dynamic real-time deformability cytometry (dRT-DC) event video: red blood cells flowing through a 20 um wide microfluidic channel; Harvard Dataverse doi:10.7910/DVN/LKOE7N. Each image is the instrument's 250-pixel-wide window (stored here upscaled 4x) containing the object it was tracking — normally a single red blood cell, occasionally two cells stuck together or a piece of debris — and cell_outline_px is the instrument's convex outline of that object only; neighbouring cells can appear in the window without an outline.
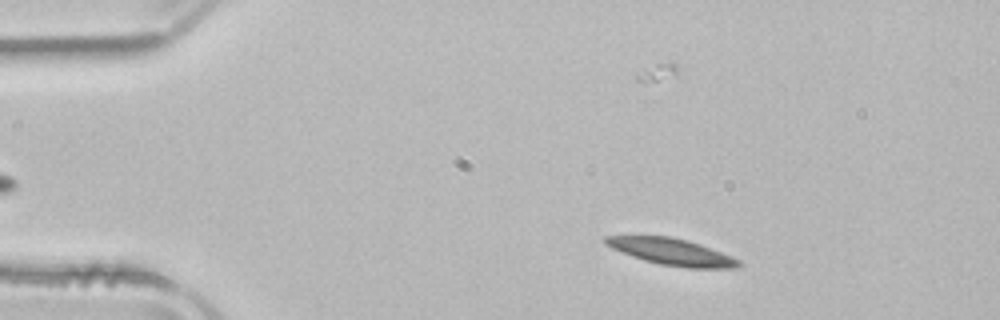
{"species": "common noctule bat (a hibernating species)", "species_latin": "Nyctalus noctula", "temperature_condition": "room temperature", "stored_images_in_passage": 44, "camera_frame_rate_fps": 3000, "um_per_image_px": 0.085, "animal": {"sex": "male", "body_mass_g": 21.5, "forearm_length_mm": 52.0}, "frame": {"image": 1, "passage_image": 7, "time_ms": 2.0, "image_size_px": [1000, 320], "cell_outline_px": [[744, 264], [736, 268], [688, 268], [660, 264], [644, 260], [632, 256], [612, 248], [604, 244], [604, 236], [668, 236], [688, 240], [700, 244], [740, 260]], "centroid_in_image_um": [57.11, 21.41], "position_along_channel_um": 27.9, "area_um2": 20.52}}
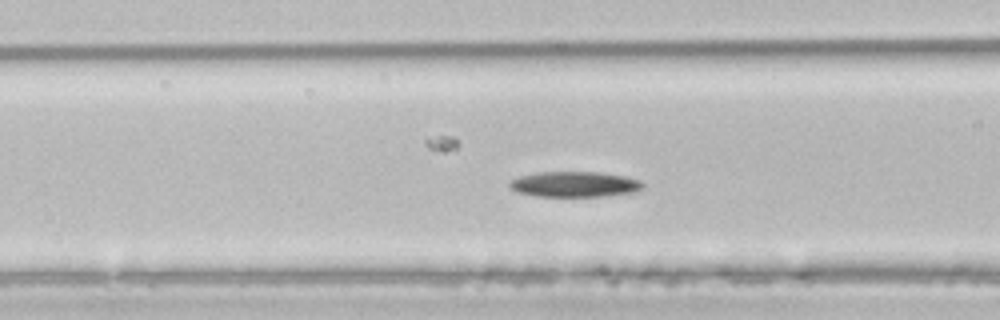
{"frame": {"image": 2, "passage_image": 19, "time_ms": 6.0, "image_size_px": [1000, 320], "cell_outline_px": [[644, 184], [640, 188], [632, 192], [600, 196], [536, 196], [516, 192], [508, 184], [512, 180], [520, 176], [536, 172], [600, 172], [624, 176], [640, 180]], "centroid_in_image_um": [48.8, 15.65], "position_along_channel_um": 117.8, "area_um2": 19.54}}
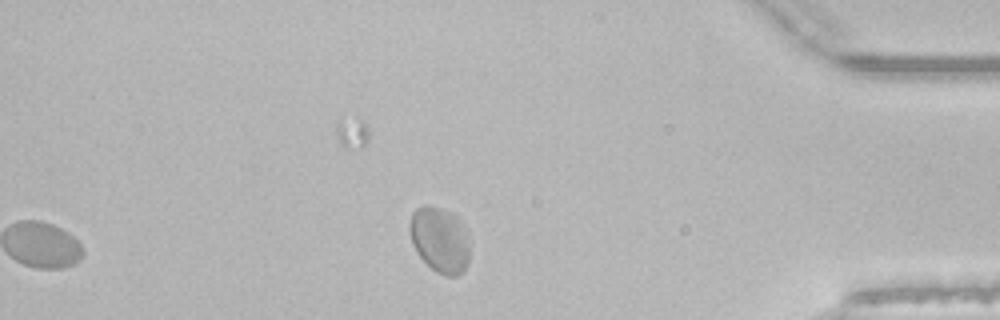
{"frame": {"image": 3, "passage_image": 44, "time_ms": 14.333, "image_size_px": [1000, 320], "cell_outline_px": [[468, 264], [464, 272], [456, 276], [444, 276], [436, 272], [416, 252], [412, 244], [408, 228], [408, 224], [412, 212], [416, 208], [424, 204], [428, 204], [440, 208], [456, 216], [460, 220], [468, 236]], "centroid_in_image_um": [37.36, 20.38], "position_along_channel_um": 397.8, "area_um2": 23.18}, "authors_computed_cell_mechanics": {"area_um2": 20.3745, "velocity_mm_per_s": 3.8016, "shape_relaxation_time_tau1_ms": 7.966, "shape_relaxation_time_tau2_ms": 3.7084, "deformation_change_tau1": 0.1609, "deformation_change_tau2": 0.0366}}